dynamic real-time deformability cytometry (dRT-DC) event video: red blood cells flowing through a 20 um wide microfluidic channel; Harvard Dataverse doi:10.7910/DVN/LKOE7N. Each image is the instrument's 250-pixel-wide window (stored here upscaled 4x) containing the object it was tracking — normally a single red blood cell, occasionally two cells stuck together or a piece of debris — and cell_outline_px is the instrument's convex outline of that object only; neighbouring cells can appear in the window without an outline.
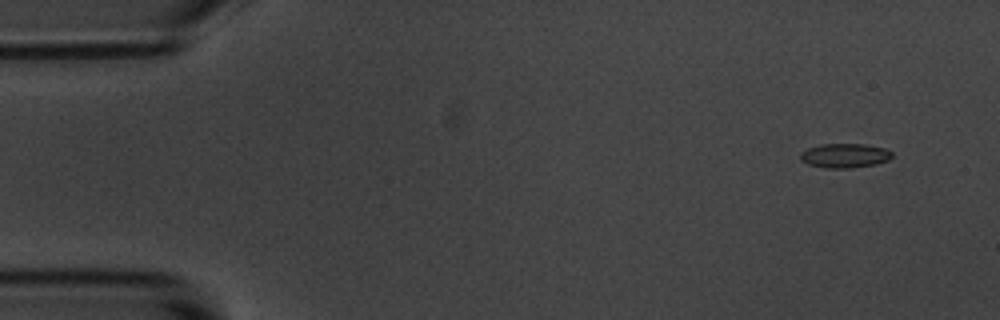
{"species": "common noctule bat (a hibernating species)", "species_latin": "Nyctalus noctula", "temperature_condition": "room temperature", "stored_images_in_passage": 6, "camera_frame_rate_fps": 3000, "um_per_image_px": 0.085, "animal": {"sex": "male", "body_mass_g": 20.1, "forearm_length_mm": 53.5}, "frame": {"image": 1, "passage_image": 1, "time_ms": 0.0, "image_size_px": [1000, 320], "cell_outline_px": [[892, 156], [888, 160], [876, 164], [852, 168], [824, 168], [808, 164], [800, 160], [800, 152], [808, 148], [820, 144], [864, 144], [884, 148], [892, 152]], "centroid_in_image_um": [71.78, 13.23], "position_along_channel_um": 13.2, "area_um2": 13.06}}
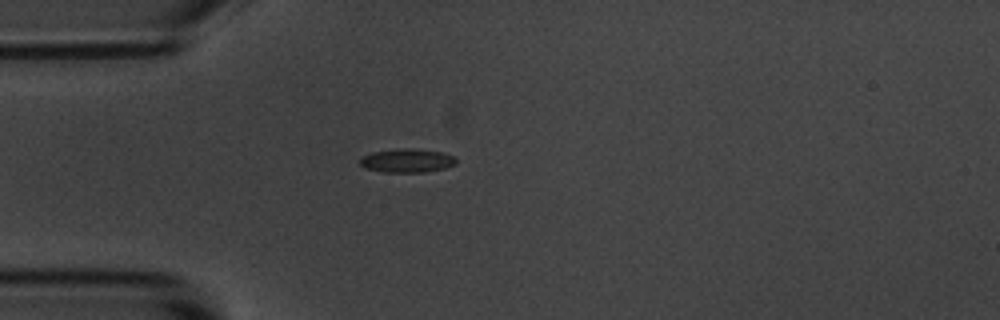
{"frame": {"image": 2, "passage_image": 4, "time_ms": 1.0, "image_size_px": [1000, 320], "cell_outline_px": [[456, 164], [444, 168], [424, 172], [380, 172], [364, 168], [360, 164], [360, 156], [372, 152], [400, 148], [412, 148], [444, 152], [452, 156], [456, 160]], "centroid_in_image_um": [34.55, 13.65], "position_along_channel_um": 50.4, "area_um2": 13.41}}